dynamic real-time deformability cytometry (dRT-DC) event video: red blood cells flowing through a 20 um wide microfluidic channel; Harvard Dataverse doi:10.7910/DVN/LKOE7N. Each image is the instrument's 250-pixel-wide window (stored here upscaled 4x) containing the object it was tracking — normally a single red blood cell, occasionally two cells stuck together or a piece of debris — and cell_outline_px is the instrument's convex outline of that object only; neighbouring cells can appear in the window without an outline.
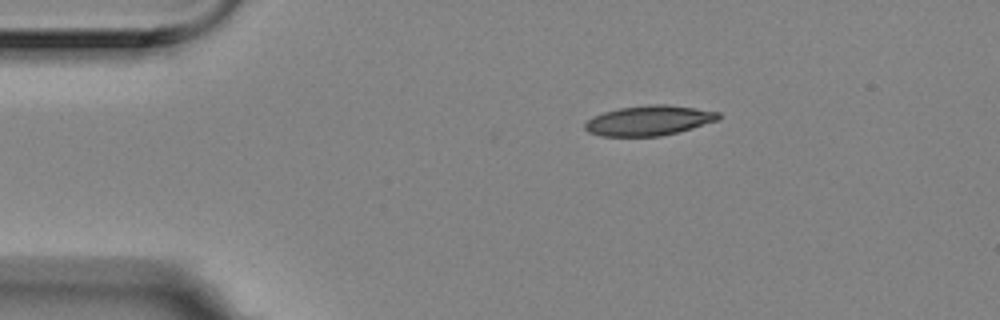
{"species": "Egyptian fruit bat (a non-hibernating species)", "species_latin": "Rousettus aegyptiacus", "temperature_condition": "room temperature", "stored_images_in_passage": 3, "camera_frame_rate_fps": 3000, "um_per_image_px": 0.085, "animal": {"sex": "female"}, "frame": {"image": 1, "passage_image": 1, "time_ms": 0.0, "image_size_px": [1000, 320], "cell_outline_px": [[720, 120], [692, 128], [660, 136], [600, 136], [588, 132], [584, 128], [584, 124], [588, 120], [604, 112], [620, 108], [648, 104], [664, 104], [696, 108], [720, 112]], "centroid_in_image_um": [55.18, 10.24], "position_along_channel_um": 29.8, "area_um2": 23.24}}
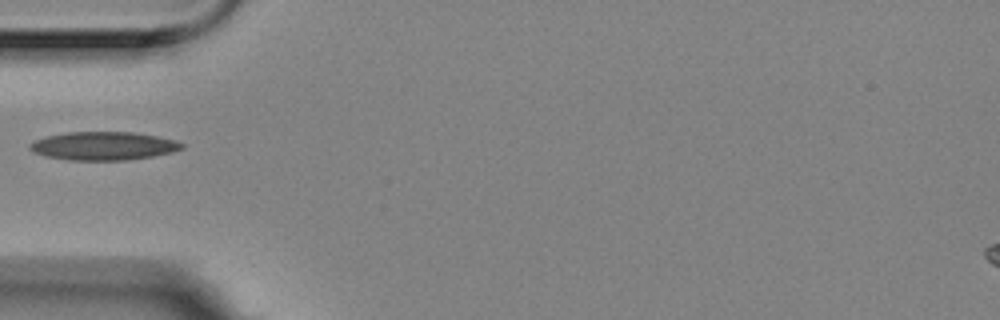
{"frame": {"image": 2, "passage_image": 3, "time_ms": 0.667, "image_size_px": [1000, 320], "cell_outline_px": [[184, 148], [172, 152], [152, 156], [128, 160], [68, 160], [44, 156], [32, 152], [28, 148], [28, 144], [44, 136], [68, 132], [132, 132], [156, 136], [176, 140], [184, 144]], "centroid_in_image_um": [8.76, 12.4], "position_along_channel_um": 76.2, "area_um2": 25.26}}